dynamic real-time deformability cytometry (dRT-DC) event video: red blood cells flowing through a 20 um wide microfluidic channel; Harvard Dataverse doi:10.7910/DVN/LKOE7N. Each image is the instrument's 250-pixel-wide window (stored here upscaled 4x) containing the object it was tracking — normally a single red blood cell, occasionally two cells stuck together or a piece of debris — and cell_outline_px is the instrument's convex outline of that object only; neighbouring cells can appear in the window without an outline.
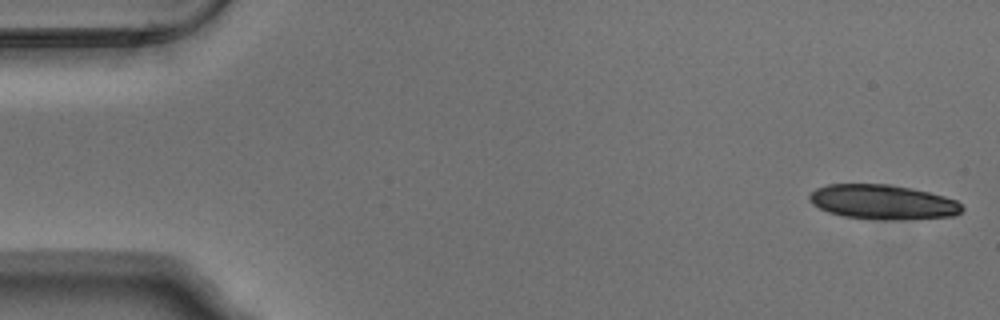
{"species": "Egyptian fruit bat (a non-hibernating species)", "species_latin": "Rousettus aegyptiacus", "temperature_condition": "warm", "stored_images_in_passage": 22, "segment_of_instrument_passage": [1, 2], "camera_frame_rate_fps": 3000, "um_per_image_px": 0.085, "animal": {"sex": "male"}, "frame": {"image": 1, "passage_image": 1, "time_ms": 0.0, "image_size_px": [1000, 320], "cell_outline_px": [[964, 208], [956, 216], [892, 220], [844, 216], [828, 212], [812, 204], [808, 196], [816, 188], [828, 184], [888, 184], [912, 188], [944, 196], [956, 200]], "centroid_in_image_um": [75.04, 17.16], "position_along_channel_um": 10.0, "area_um2": 30.63}}